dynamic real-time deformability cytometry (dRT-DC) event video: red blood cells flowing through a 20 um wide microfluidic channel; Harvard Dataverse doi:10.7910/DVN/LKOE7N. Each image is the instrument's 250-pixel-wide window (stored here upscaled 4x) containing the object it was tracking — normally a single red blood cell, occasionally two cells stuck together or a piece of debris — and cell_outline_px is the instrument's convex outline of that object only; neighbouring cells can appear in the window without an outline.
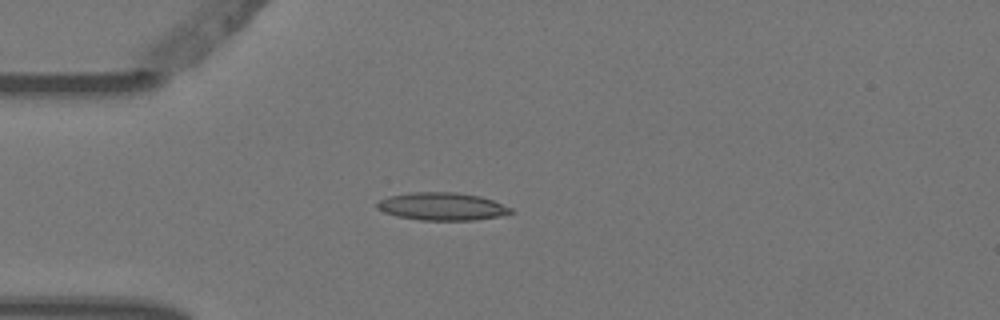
{"species": "Egyptian fruit bat (a non-hibernating species)", "species_latin": "Rousettus aegyptiacus", "temperature_condition": "warm", "stored_images_in_passage": 4, "camera_frame_rate_fps": 3000, "um_per_image_px": 0.085, "animal": {"sex": "female"}, "frame": {"image": 1, "passage_image": 4, "time_ms": 1.0, "image_size_px": [1000, 320], "cell_outline_px": [[516, 212], [500, 216], [472, 220], [420, 220], [396, 216], [384, 212], [376, 208], [376, 204], [380, 200], [388, 196], [408, 192], [456, 192], [480, 196], [492, 200], [512, 208]], "centroid_in_image_um": [37.57, 17.54], "position_along_channel_um": 47.4, "area_um2": 21.73}}